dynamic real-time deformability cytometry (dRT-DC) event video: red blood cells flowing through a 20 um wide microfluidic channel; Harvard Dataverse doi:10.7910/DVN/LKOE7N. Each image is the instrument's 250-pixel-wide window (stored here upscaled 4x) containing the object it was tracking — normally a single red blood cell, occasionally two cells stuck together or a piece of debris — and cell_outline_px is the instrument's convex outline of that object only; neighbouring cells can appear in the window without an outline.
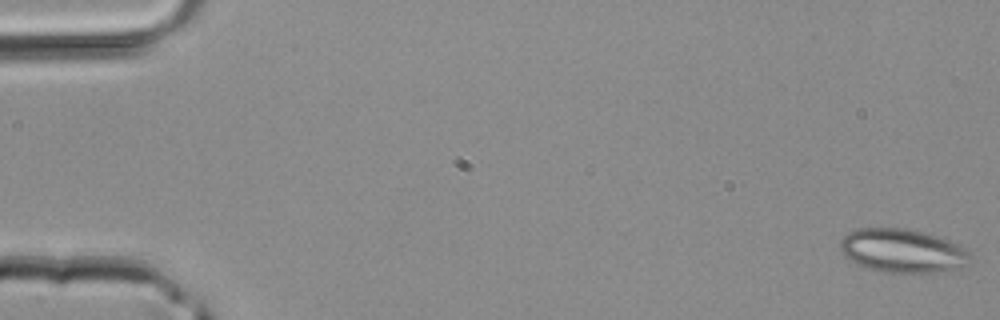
{"species": "common noctule bat (a hibernating species)", "species_latin": "Nyctalus noctula", "temperature_condition": "room temperature", "stored_images_in_passage": 43, "segment_of_instrument_passage": [1, 2], "camera_frame_rate_fps": 3000, "um_per_image_px": 0.085, "animal": {"sex": "male", "body_mass_g": 20.4}, "frame": {"image": 1, "passage_image": 1, "time_ms": 0.0, "image_size_px": [1000, 320], "cell_outline_px": [[972, 256], [968, 264], [960, 268], [936, 272], [884, 272], [868, 268], [856, 264], [844, 256], [840, 252], [840, 240], [848, 232], [860, 228], [908, 228], [924, 232], [960, 244], [972, 252]], "centroid_in_image_um": [76.74, 21.31], "position_along_channel_um": 8.3, "area_um2": 33.41}}